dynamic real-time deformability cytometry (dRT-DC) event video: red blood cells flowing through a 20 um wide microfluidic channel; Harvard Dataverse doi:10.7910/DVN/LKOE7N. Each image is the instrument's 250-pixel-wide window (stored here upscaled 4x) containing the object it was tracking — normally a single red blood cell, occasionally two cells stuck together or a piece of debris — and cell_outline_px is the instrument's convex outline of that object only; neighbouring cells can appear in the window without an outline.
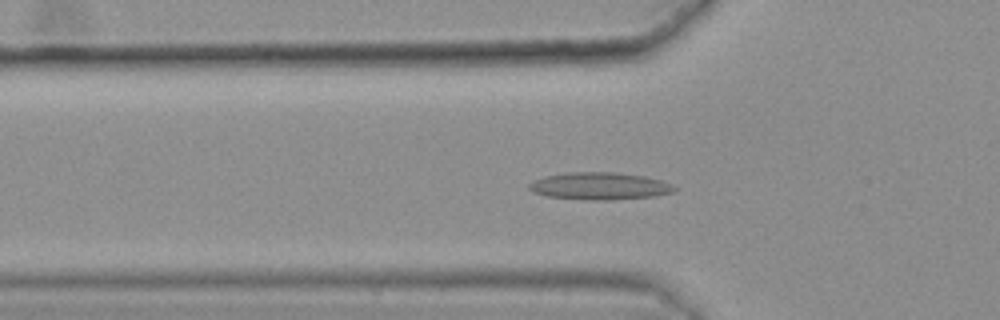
{"species": "common noctule bat (a hibernating species)", "species_latin": "Nyctalus noctula", "temperature_condition": "warm", "stored_images_in_passage": 47, "camera_frame_rate_fps": 3000, "um_per_image_px": 0.085, "animal": {"sex": "female", "body_mass_g": 25.1}, "frame": {"image": 1, "passage_image": 19, "time_ms": 6.0, "image_size_px": [1000, 320], "cell_outline_px": [[676, 188], [672, 192], [652, 196], [608, 200], [588, 200], [548, 196], [532, 192], [528, 188], [528, 184], [532, 180], [544, 176], [564, 172], [612, 172], [644, 176], [660, 180], [672, 184]], "centroid_in_image_um": [50.9, 15.8], "position_along_channel_um": 74.9, "area_um2": 23.06}}
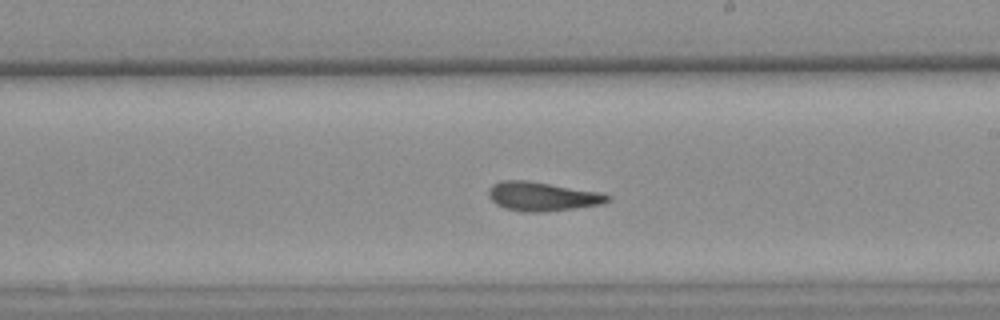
{"frame": {"image": 2, "passage_image": 33, "time_ms": 10.667, "image_size_px": [1000, 320], "cell_outline_px": [[612, 196], [604, 204], [544, 212], [524, 212], [504, 208], [496, 204], [488, 196], [488, 188], [492, 184], [504, 180], [528, 180], [600, 192]], "centroid_in_image_um": [46.08, 16.69], "position_along_channel_um": 242.9, "area_um2": 20.23}}
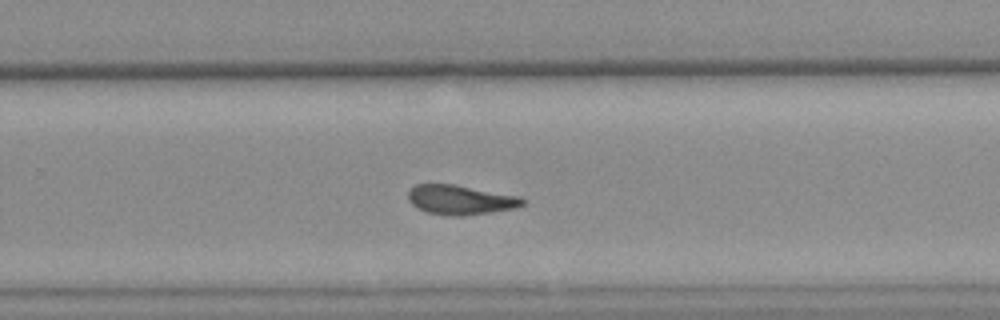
{"frame": {"image": 3, "passage_image": 37, "time_ms": 12.0, "image_size_px": [1000, 320], "cell_outline_px": [[524, 204], [516, 208], [460, 216], [452, 216], [428, 212], [412, 204], [408, 200], [408, 192], [416, 184], [456, 184], [520, 196], [524, 200]], "centroid_in_image_um": [39.15, 16.97], "position_along_channel_um": 290.7, "area_um2": 19.54}, "authors_computed_cell_mechanics": {"area_um2": 20.4034, "velocity_mm_per_s": 3.6, "shape_relaxation_time_tau1_ms": null, "shape_relaxation_time_tau2_ms": 2.9148, "deformation_change_tau1": null, "deformation_change_tau2": 0.1087}}